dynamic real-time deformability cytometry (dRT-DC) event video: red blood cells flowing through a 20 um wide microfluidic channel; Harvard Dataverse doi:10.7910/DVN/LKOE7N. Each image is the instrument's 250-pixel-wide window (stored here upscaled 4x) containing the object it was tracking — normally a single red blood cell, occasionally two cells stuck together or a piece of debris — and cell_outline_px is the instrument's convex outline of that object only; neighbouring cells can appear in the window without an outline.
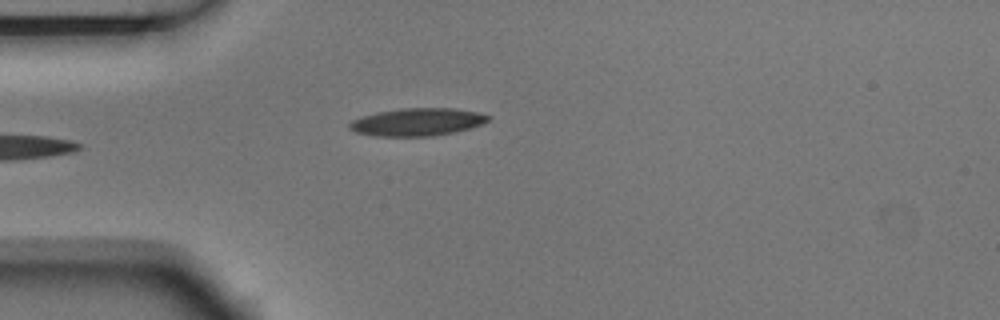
{"species": "Egyptian fruit bat (a non-hibernating species)", "species_latin": "Rousettus aegyptiacus", "temperature_condition": "room temperature", "stored_images_in_passage": 5, "camera_frame_rate_fps": 3000, "um_per_image_px": 0.085, "animal": {"sex": "male"}, "frame": {"image": 1, "passage_image": 5, "time_ms": 1.333, "image_size_px": [1000, 320], "cell_outline_px": [[488, 120], [480, 124], [468, 128], [452, 132], [432, 136], [372, 136], [356, 132], [348, 128], [348, 124], [352, 120], [376, 112], [400, 108], [456, 108], [476, 112], [488, 116]], "centroid_in_image_um": [35.39, 10.36], "position_along_channel_um": 49.6, "area_um2": 22.14}}